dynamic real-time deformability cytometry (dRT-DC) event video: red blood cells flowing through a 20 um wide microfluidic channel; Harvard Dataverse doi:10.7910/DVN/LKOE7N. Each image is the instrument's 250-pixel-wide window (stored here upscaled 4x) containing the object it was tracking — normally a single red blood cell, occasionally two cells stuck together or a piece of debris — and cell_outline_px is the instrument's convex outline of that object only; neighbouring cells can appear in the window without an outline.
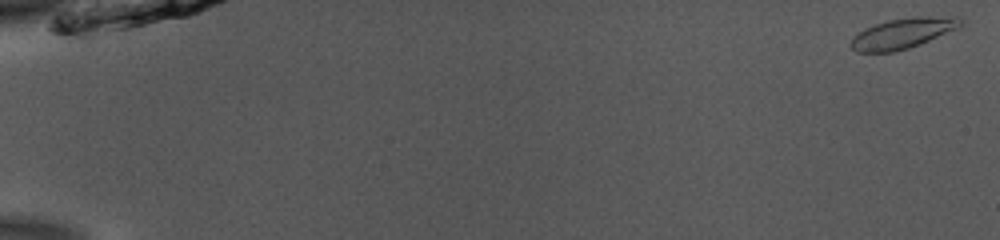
{"species": "common noctule bat (a hibernating species)", "species_latin": "Nyctalus noctula", "temperature_condition": "room temperature", "stored_images_in_passage": 53, "camera_frame_rate_fps": 3000, "um_per_image_px": 0.085, "animal": {"sex": "male", "body_mass_g": 13.0, "forearm_length_mm": 53.1}, "frame": {"image": 1, "passage_image": 1, "time_ms": 0.0, "image_size_px": [1000, 240], "cell_outline_px": [[964, 24], [956, 28], [920, 44], [908, 48], [892, 52], [856, 52], [848, 44], [852, 36], [864, 28], [888, 20], [916, 16], [960, 16], [964, 20]], "centroid_in_image_um": [76.72, 2.82], "position_along_channel_um": 8.3, "area_um2": 19.59}}
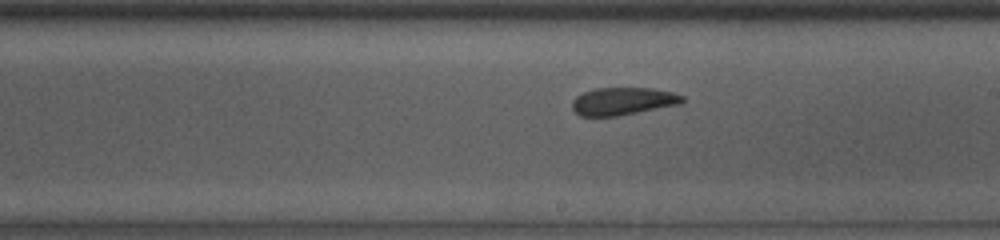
{"frame": {"image": 2, "passage_image": 32, "time_ms": 10.333, "image_size_px": [1000, 240], "cell_outline_px": [[684, 100], [680, 104], [616, 116], [580, 116], [572, 108], [572, 100], [576, 96], [584, 92], [596, 88], [652, 88], [672, 92], [684, 96]], "centroid_in_image_um": [52.93, 8.6], "position_along_channel_um": 236.1, "area_um2": 17.63}}
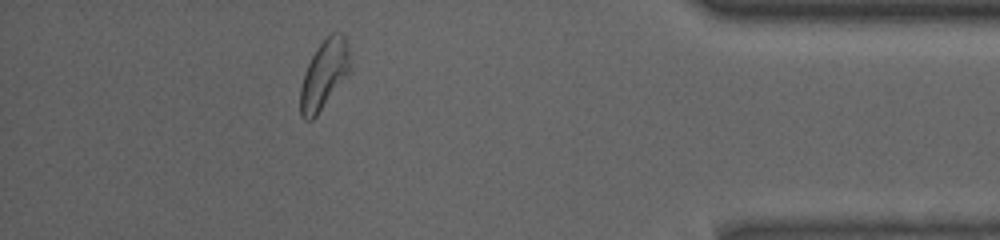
{"frame": {"image": 3, "passage_image": 48, "time_ms": 15.667, "image_size_px": [1000, 240], "cell_outline_px": [[348, 72], [316, 116], [312, 120], [304, 120], [300, 116], [300, 88], [308, 64], [316, 48], [332, 32], [340, 32], [344, 36], [348, 44]], "centroid_in_image_um": [27.5, 6.34], "position_along_channel_um": 407.7, "area_um2": 19.25}, "authors_computed_cell_mechanics": {"area_um2": 18.785, "velocity_mm_per_s": 3.8585, "shape_relaxation_time_tau1_ms": 3.7664, "shape_relaxation_time_tau2_ms": 2.9222, "deformation_change_tau1": 0.0996, "deformation_change_tau2": 0.0613}}